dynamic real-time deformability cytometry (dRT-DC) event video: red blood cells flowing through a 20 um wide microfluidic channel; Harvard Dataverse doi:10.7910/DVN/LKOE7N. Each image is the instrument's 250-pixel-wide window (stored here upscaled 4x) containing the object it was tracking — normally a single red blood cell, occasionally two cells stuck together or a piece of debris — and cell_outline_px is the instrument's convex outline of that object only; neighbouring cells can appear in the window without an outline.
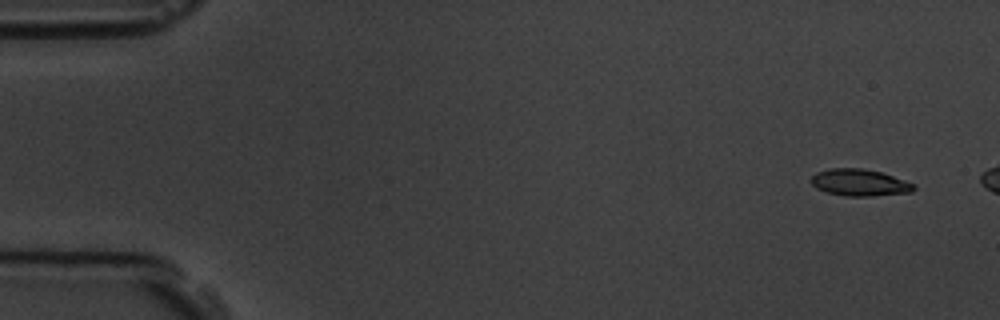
{"species": "common noctule bat (a hibernating species)", "species_latin": "Nyctalus noctula", "temperature_condition": "room temperature", "stored_images_in_passage": 6, "camera_frame_rate_fps": 3000, "um_per_image_px": 0.085, "animal": {"sex": "male", "body_mass_g": 19.5, "forearm_length_mm": 54.6}, "frame": {"image": 1, "passage_image": 2, "time_ms": 1.0, "image_size_px": [1000, 320], "cell_outline_px": [[916, 188], [912, 192], [872, 196], [844, 196], [828, 192], [816, 188], [808, 180], [816, 172], [828, 168], [864, 168], [880, 172], [916, 184]], "centroid_in_image_um": [73.05, 15.51], "position_along_channel_um": 12.0, "area_um2": 16.18}}